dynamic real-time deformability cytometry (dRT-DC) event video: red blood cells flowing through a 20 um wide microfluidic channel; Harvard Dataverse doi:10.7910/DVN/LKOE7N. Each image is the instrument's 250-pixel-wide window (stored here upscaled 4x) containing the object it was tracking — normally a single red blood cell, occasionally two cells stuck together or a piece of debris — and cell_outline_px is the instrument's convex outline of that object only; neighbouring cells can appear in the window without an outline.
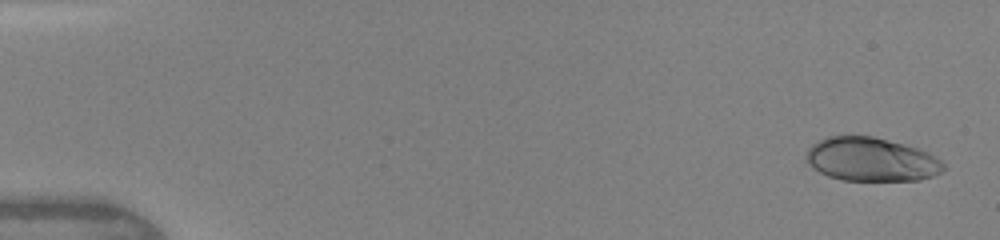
{"species": "human", "species_latin": "Homo sapiens", "temperature_condition": "warm", "stored_images_in_passage": 37, "camera_frame_rate_fps": 3000, "um_per_image_px": 0.085, "donor": {"sex": "female"}, "frame": {"image": 1, "passage_image": 1, "time_ms": 0.0, "image_size_px": [1000, 240], "cell_outline_px": [[944, 168], [940, 172], [932, 176], [920, 180], [844, 180], [828, 176], [820, 172], [804, 156], [808, 148], [812, 144], [828, 136], [872, 136], [904, 144], [916, 148], [940, 160], [944, 164]], "centroid_in_image_um": [74.03, 13.55], "position_along_channel_um": 11.0, "area_um2": 34.39}}
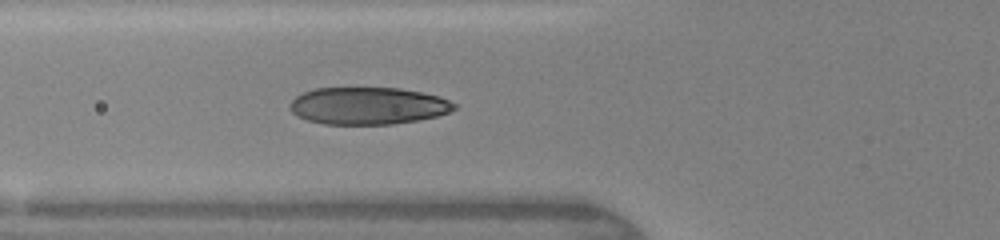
{"frame": {"image": 2, "passage_image": 11, "time_ms": 5.333, "image_size_px": [1000, 240], "cell_outline_px": [[456, 108], [448, 112], [436, 116], [416, 120], [392, 124], [324, 124], [308, 120], [296, 116], [288, 108], [288, 104], [296, 96], [304, 92], [316, 88], [400, 88], [440, 96], [456, 104]], "centroid_in_image_um": [31.24, 8.99], "position_along_channel_um": 94.6, "area_um2": 35.6}}
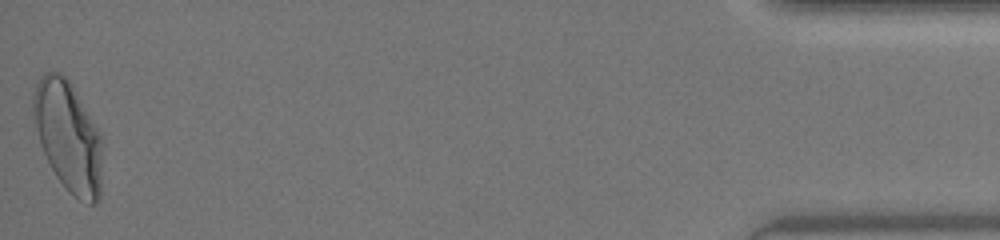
{"frame": {"image": 3, "passage_image": 37, "time_ms": 15.0, "image_size_px": [1000, 240], "cell_outline_px": [[100, 200], [92, 204], [88, 204], [80, 200], [68, 192], [56, 176], [40, 144], [32, 108], [32, 96], [36, 84], [40, 76], [44, 72], [60, 72], [72, 84], [100, 132]], "centroid_in_image_um": [5.78, 11.57], "position_along_channel_um": 429.4, "area_um2": 43.99}, "authors_computed_cell_mechanics": {"area_um2": 35.6626, "velocity_mm_per_s": 4.3266, "shape_relaxation_time_tau1_ms": 3.7522, "shape_relaxation_time_tau2_ms": null, "deformation_change_tau1": 0.1856, "deformation_change_tau2": null}}